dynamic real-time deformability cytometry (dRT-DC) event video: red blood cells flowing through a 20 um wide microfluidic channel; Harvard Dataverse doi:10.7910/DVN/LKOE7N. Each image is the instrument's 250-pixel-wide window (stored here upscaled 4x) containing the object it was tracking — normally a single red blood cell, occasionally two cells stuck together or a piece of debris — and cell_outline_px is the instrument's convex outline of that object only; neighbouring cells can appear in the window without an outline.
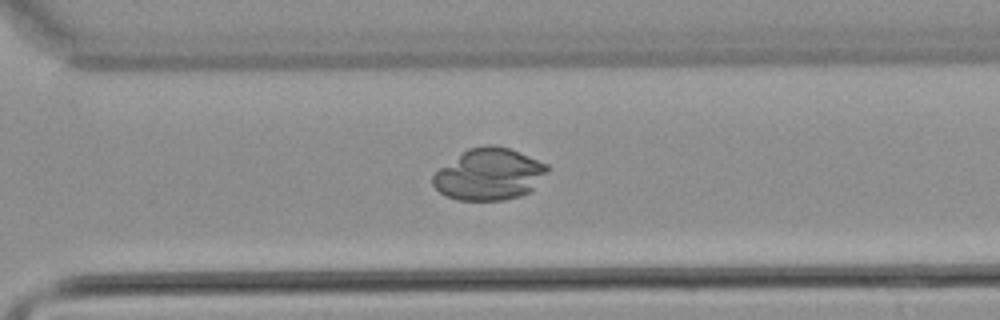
{"species": "common noctule bat (a hibernating species)", "species_latin": "Nyctalus noctula", "temperature_condition": "warm", "stored_images_in_passage": 36, "camera_frame_rate_fps": 3000, "um_per_image_px": 0.085, "animal": {"sex": "male", "body_mass_g": 21.5, "forearm_length_mm": 52.0}, "frame": {"image": 1, "passage_image": 21, "time_ms": 6.667, "image_size_px": [1000, 320], "cell_outline_px": [[552, 168], [528, 192], [520, 196], [504, 200], [456, 200], [444, 196], [432, 184], [432, 176], [440, 168], [468, 148], [488, 144], [492, 144], [508, 148], [548, 164]], "centroid_in_image_um": [41.57, 14.82], "position_along_channel_um": 329.0, "area_um2": 34.39}}